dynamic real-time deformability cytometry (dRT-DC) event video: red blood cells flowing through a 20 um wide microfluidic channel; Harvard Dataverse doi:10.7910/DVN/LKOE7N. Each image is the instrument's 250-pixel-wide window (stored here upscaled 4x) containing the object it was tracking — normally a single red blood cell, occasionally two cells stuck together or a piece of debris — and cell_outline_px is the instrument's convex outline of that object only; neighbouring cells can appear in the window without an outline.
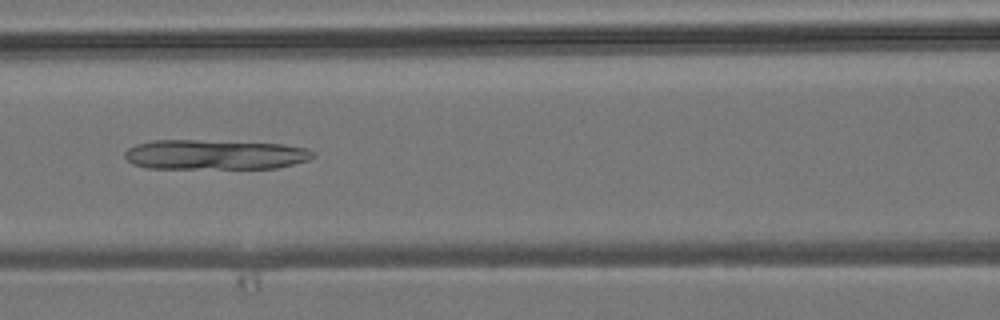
{"species": "common noctule bat (a hibernating species)", "species_latin": "Nyctalus noctula", "temperature_condition": "room temperature", "stored_images_in_passage": 8, "camera_frame_rate_fps": 3000, "um_per_image_px": 0.085, "animal": {"sex": "male", "body_mass_g": 19.2, "forearm_length_mm": 51.8}, "frame": {"image": 1, "passage_image": 8, "time_ms": 8.333, "image_size_px": [1000, 320], "cell_outline_px": [[316, 156], [308, 160], [276, 168], [148, 168], [132, 164], [124, 156], [124, 152], [128, 148], [136, 144], [152, 140], [196, 140], [280, 144], [308, 148], [316, 152]], "centroid_in_image_um": [18.26, 13.14], "position_along_channel_um": 148.3, "area_um2": 32.77}}